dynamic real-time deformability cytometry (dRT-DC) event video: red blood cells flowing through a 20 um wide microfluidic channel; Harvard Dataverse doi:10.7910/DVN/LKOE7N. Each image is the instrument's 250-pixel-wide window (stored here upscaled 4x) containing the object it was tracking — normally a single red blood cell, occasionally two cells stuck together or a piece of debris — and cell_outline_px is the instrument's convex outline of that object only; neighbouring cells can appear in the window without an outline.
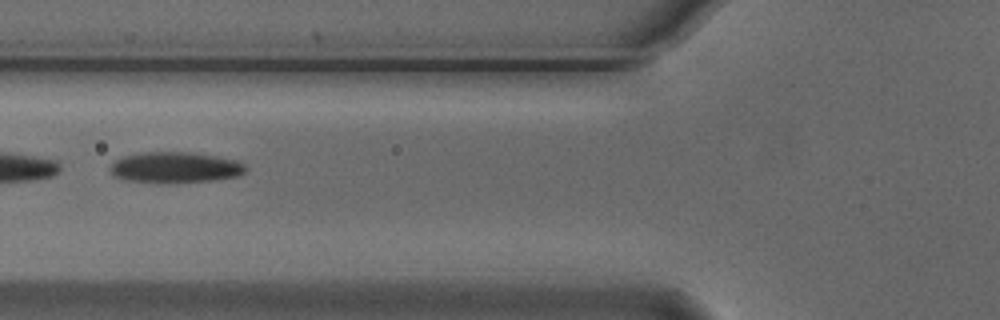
{"species": "Egyptian fruit bat (a non-hibernating species)", "species_latin": "Rousettus aegyptiacus", "temperature_condition": "cold", "stored_images_in_passage": 6, "camera_frame_rate_fps": 3000, "um_per_image_px": 0.085, "animal": {"sex": "male"}, "frame": {"image": 1, "passage_image": 3, "time_ms": 0.667, "image_size_px": [1000, 320], "cell_outline_px": [[248, 168], [240, 176], [216, 180], [168, 184], [128, 180], [116, 176], [108, 168], [116, 160], [124, 156], [140, 152], [188, 152], [216, 156], [236, 160], [244, 164]], "centroid_in_image_um": [14.93, 14.24], "position_along_channel_um": 110.9, "area_um2": 24.62}}
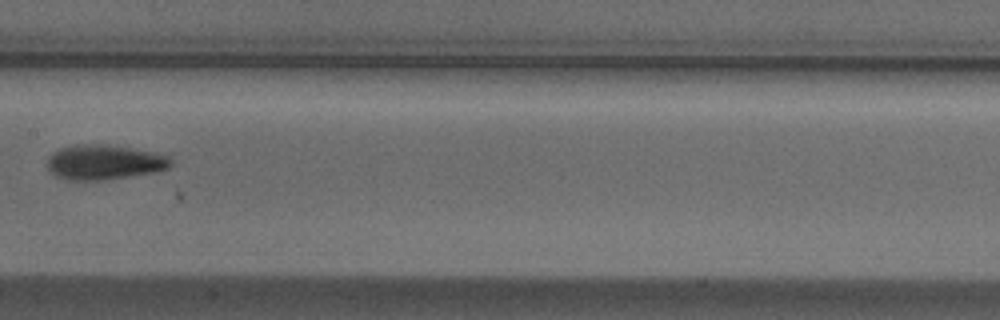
{"frame": {"image": 2, "passage_image": 5, "time_ms": 1.333, "image_size_px": [1000, 320], "cell_outline_px": [[172, 164], [168, 168], [156, 172], [104, 180], [68, 180], [56, 176], [48, 168], [48, 156], [52, 152], [60, 148], [76, 144], [108, 144], [152, 152], [168, 156], [172, 160]], "centroid_in_image_um": [8.85, 13.78], "position_along_channel_um": 198.6, "area_um2": 25.14}}
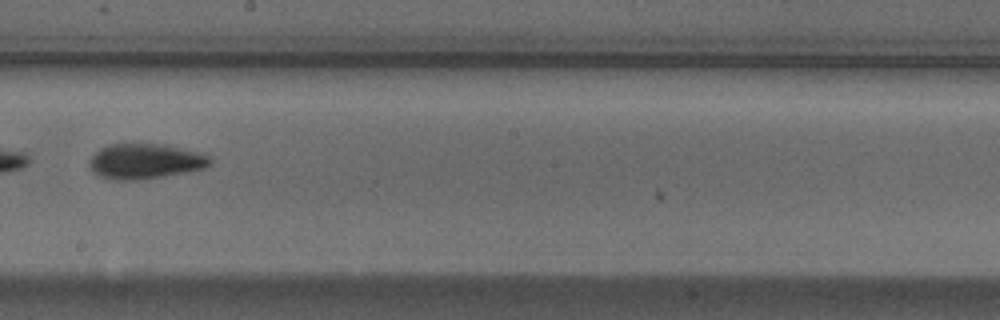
{"frame": {"image": 3, "passage_image": 6, "time_ms": 1.667, "image_size_px": [1000, 320], "cell_outline_px": [[212, 164], [204, 168], [188, 172], [140, 180], [116, 180], [100, 176], [88, 164], [88, 160], [100, 148], [108, 144], [168, 144], [200, 152], [208, 156], [212, 160]], "centroid_in_image_um": [12.38, 13.7], "position_along_channel_um": 235.8, "area_um2": 24.91}}